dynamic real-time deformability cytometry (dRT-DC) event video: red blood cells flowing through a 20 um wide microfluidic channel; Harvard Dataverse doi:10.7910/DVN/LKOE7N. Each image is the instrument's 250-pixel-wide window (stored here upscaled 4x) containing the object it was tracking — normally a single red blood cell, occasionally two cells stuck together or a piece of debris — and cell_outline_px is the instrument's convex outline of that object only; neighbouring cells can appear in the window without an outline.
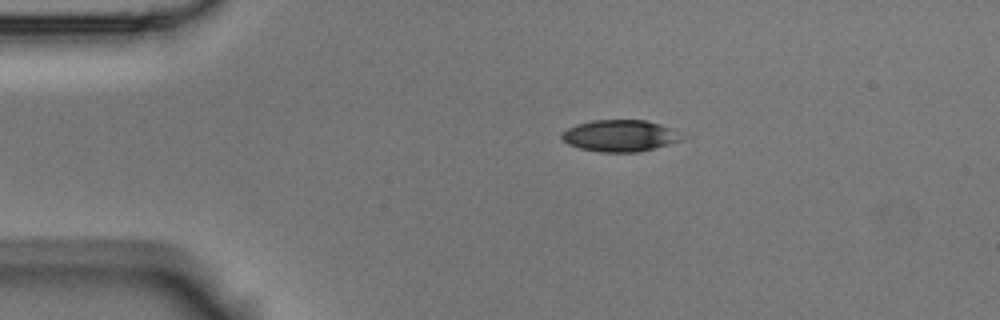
{"species": "Egyptian fruit bat (a non-hibernating species)", "species_latin": "Rousettus aegyptiacus", "temperature_condition": "room temperature", "stored_images_in_passage": 3, "segment_of_instrument_passage": [1, 2], "camera_frame_rate_fps": 3000, "um_per_image_px": 0.085, "animal": {"sex": "male"}, "frame": {"image": 1, "passage_image": 1, "time_ms": 0.0, "image_size_px": [1000, 320], "cell_outline_px": [[684, 136], [680, 140], [668, 144], [636, 152], [600, 152], [580, 148], [568, 144], [560, 136], [568, 128], [576, 124], [592, 120], [644, 120], [676, 128]], "centroid_in_image_um": [52.72, 11.52], "position_along_channel_um": 32.3, "area_um2": 22.08}}